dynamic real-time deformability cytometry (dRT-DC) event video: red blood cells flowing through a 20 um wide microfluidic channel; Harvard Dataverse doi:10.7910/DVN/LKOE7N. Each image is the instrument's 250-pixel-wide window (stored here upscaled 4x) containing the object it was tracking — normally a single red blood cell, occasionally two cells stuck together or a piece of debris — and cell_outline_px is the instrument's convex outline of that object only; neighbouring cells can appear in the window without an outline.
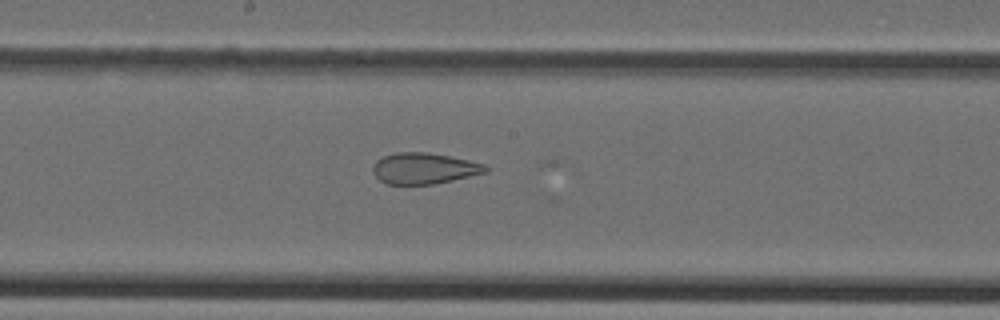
{"species": "Egyptian fruit bat (a non-hibernating species)", "species_latin": "Rousettus aegyptiacus", "temperature_condition": "cold", "stored_images_in_passage": 26, "camera_frame_rate_fps": 3000, "um_per_image_px": 0.085, "animal": {"sex": "female"}, "frame": {"image": 1, "passage_image": 22, "time_ms": 7.0, "image_size_px": [1000, 320], "cell_outline_px": [[488, 172], [452, 180], [432, 184], [388, 184], [380, 180], [372, 172], [372, 168], [376, 160], [384, 156], [396, 152], [428, 152], [468, 160], [484, 164], [488, 168]], "centroid_in_image_um": [36.03, 14.31], "position_along_channel_um": 212.2, "area_um2": 20.29}}
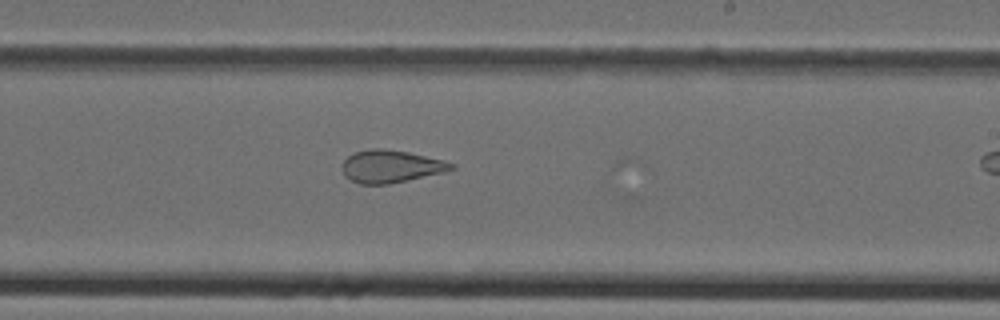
{"frame": {"image": 2, "passage_image": 25, "time_ms": 8.0, "image_size_px": [1000, 320], "cell_outline_px": [[456, 168], [444, 172], [408, 180], [388, 184], [360, 184], [344, 176], [344, 160], [352, 152], [372, 148], [380, 148], [408, 152], [444, 160], [456, 164]], "centroid_in_image_um": [33.25, 14.13], "position_along_channel_um": 255.8, "area_um2": 20.63}}